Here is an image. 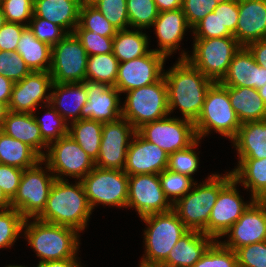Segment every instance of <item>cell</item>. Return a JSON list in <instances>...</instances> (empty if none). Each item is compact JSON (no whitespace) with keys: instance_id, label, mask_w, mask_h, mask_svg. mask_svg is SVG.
<instances>
[{"instance_id":"obj_16","label":"cell","mask_w":266,"mask_h":267,"mask_svg":"<svg viewBox=\"0 0 266 267\" xmlns=\"http://www.w3.org/2000/svg\"><path fill=\"white\" fill-rule=\"evenodd\" d=\"M166 60L165 55L150 49L142 57L119 63L115 88L125 93L159 81L164 76Z\"/></svg>"},{"instance_id":"obj_59","label":"cell","mask_w":266,"mask_h":267,"mask_svg":"<svg viewBox=\"0 0 266 267\" xmlns=\"http://www.w3.org/2000/svg\"><path fill=\"white\" fill-rule=\"evenodd\" d=\"M11 200L6 196L0 187V210H5L11 208Z\"/></svg>"},{"instance_id":"obj_52","label":"cell","mask_w":266,"mask_h":267,"mask_svg":"<svg viewBox=\"0 0 266 267\" xmlns=\"http://www.w3.org/2000/svg\"><path fill=\"white\" fill-rule=\"evenodd\" d=\"M22 174L23 169L0 164V187L10 200L18 191Z\"/></svg>"},{"instance_id":"obj_20","label":"cell","mask_w":266,"mask_h":267,"mask_svg":"<svg viewBox=\"0 0 266 267\" xmlns=\"http://www.w3.org/2000/svg\"><path fill=\"white\" fill-rule=\"evenodd\" d=\"M88 101L81 109L80 119L100 122H113L122 115V106L115 86L106 83L85 80Z\"/></svg>"},{"instance_id":"obj_14","label":"cell","mask_w":266,"mask_h":267,"mask_svg":"<svg viewBox=\"0 0 266 267\" xmlns=\"http://www.w3.org/2000/svg\"><path fill=\"white\" fill-rule=\"evenodd\" d=\"M133 208L139 217L172 210V204L161 187L159 174L128 175L126 208Z\"/></svg>"},{"instance_id":"obj_32","label":"cell","mask_w":266,"mask_h":267,"mask_svg":"<svg viewBox=\"0 0 266 267\" xmlns=\"http://www.w3.org/2000/svg\"><path fill=\"white\" fill-rule=\"evenodd\" d=\"M16 52L32 72H49L52 47L38 40L28 26L20 36Z\"/></svg>"},{"instance_id":"obj_33","label":"cell","mask_w":266,"mask_h":267,"mask_svg":"<svg viewBox=\"0 0 266 267\" xmlns=\"http://www.w3.org/2000/svg\"><path fill=\"white\" fill-rule=\"evenodd\" d=\"M41 159L29 145L0 131V164L24 170L33 167Z\"/></svg>"},{"instance_id":"obj_54","label":"cell","mask_w":266,"mask_h":267,"mask_svg":"<svg viewBox=\"0 0 266 267\" xmlns=\"http://www.w3.org/2000/svg\"><path fill=\"white\" fill-rule=\"evenodd\" d=\"M27 26L7 22L0 28V51H16L20 36Z\"/></svg>"},{"instance_id":"obj_34","label":"cell","mask_w":266,"mask_h":267,"mask_svg":"<svg viewBox=\"0 0 266 267\" xmlns=\"http://www.w3.org/2000/svg\"><path fill=\"white\" fill-rule=\"evenodd\" d=\"M134 30H118L113 37V55L119 63L142 57L150 51V39L146 33L140 29Z\"/></svg>"},{"instance_id":"obj_25","label":"cell","mask_w":266,"mask_h":267,"mask_svg":"<svg viewBox=\"0 0 266 267\" xmlns=\"http://www.w3.org/2000/svg\"><path fill=\"white\" fill-rule=\"evenodd\" d=\"M0 131L7 136L26 143L41 157H43L47 151L48 144L41 136L39 125L37 124L33 113L8 111ZM42 149H46V151H43Z\"/></svg>"},{"instance_id":"obj_31","label":"cell","mask_w":266,"mask_h":267,"mask_svg":"<svg viewBox=\"0 0 266 267\" xmlns=\"http://www.w3.org/2000/svg\"><path fill=\"white\" fill-rule=\"evenodd\" d=\"M232 170L233 178L245 189H251V198L266 200V158H239Z\"/></svg>"},{"instance_id":"obj_61","label":"cell","mask_w":266,"mask_h":267,"mask_svg":"<svg viewBox=\"0 0 266 267\" xmlns=\"http://www.w3.org/2000/svg\"><path fill=\"white\" fill-rule=\"evenodd\" d=\"M8 111V106L0 101V128L3 124L4 119L6 118Z\"/></svg>"},{"instance_id":"obj_24","label":"cell","mask_w":266,"mask_h":267,"mask_svg":"<svg viewBox=\"0 0 266 267\" xmlns=\"http://www.w3.org/2000/svg\"><path fill=\"white\" fill-rule=\"evenodd\" d=\"M156 37L158 39V49H152L165 55L167 58L179 49V43L184 38L185 31L191 27L186 21L182 8L158 13L153 22Z\"/></svg>"},{"instance_id":"obj_55","label":"cell","mask_w":266,"mask_h":267,"mask_svg":"<svg viewBox=\"0 0 266 267\" xmlns=\"http://www.w3.org/2000/svg\"><path fill=\"white\" fill-rule=\"evenodd\" d=\"M258 65L266 69V39L250 42L246 46Z\"/></svg>"},{"instance_id":"obj_35","label":"cell","mask_w":266,"mask_h":267,"mask_svg":"<svg viewBox=\"0 0 266 267\" xmlns=\"http://www.w3.org/2000/svg\"><path fill=\"white\" fill-rule=\"evenodd\" d=\"M68 134L94 160L98 158L103 122L80 119L69 123Z\"/></svg>"},{"instance_id":"obj_46","label":"cell","mask_w":266,"mask_h":267,"mask_svg":"<svg viewBox=\"0 0 266 267\" xmlns=\"http://www.w3.org/2000/svg\"><path fill=\"white\" fill-rule=\"evenodd\" d=\"M28 28L34 36L49 46H55L68 33L60 26L40 17H32Z\"/></svg>"},{"instance_id":"obj_1","label":"cell","mask_w":266,"mask_h":267,"mask_svg":"<svg viewBox=\"0 0 266 267\" xmlns=\"http://www.w3.org/2000/svg\"><path fill=\"white\" fill-rule=\"evenodd\" d=\"M167 85L169 114L179 107L183 119L193 123L199 117L206 93L214 83L187 59H179L164 72Z\"/></svg>"},{"instance_id":"obj_49","label":"cell","mask_w":266,"mask_h":267,"mask_svg":"<svg viewBox=\"0 0 266 267\" xmlns=\"http://www.w3.org/2000/svg\"><path fill=\"white\" fill-rule=\"evenodd\" d=\"M227 0H182V11L191 29L207 14L212 13L218 4Z\"/></svg>"},{"instance_id":"obj_57","label":"cell","mask_w":266,"mask_h":267,"mask_svg":"<svg viewBox=\"0 0 266 267\" xmlns=\"http://www.w3.org/2000/svg\"><path fill=\"white\" fill-rule=\"evenodd\" d=\"M42 267H83L77 258L50 260L40 263Z\"/></svg>"},{"instance_id":"obj_2","label":"cell","mask_w":266,"mask_h":267,"mask_svg":"<svg viewBox=\"0 0 266 267\" xmlns=\"http://www.w3.org/2000/svg\"><path fill=\"white\" fill-rule=\"evenodd\" d=\"M81 180L70 184L68 179H56L50 189L47 203L38 220L84 231L92 214Z\"/></svg>"},{"instance_id":"obj_64","label":"cell","mask_w":266,"mask_h":267,"mask_svg":"<svg viewBox=\"0 0 266 267\" xmlns=\"http://www.w3.org/2000/svg\"><path fill=\"white\" fill-rule=\"evenodd\" d=\"M99 0H82L83 4L94 5Z\"/></svg>"},{"instance_id":"obj_60","label":"cell","mask_w":266,"mask_h":267,"mask_svg":"<svg viewBox=\"0 0 266 267\" xmlns=\"http://www.w3.org/2000/svg\"><path fill=\"white\" fill-rule=\"evenodd\" d=\"M139 267H167V266L163 262L149 261L142 258Z\"/></svg>"},{"instance_id":"obj_51","label":"cell","mask_w":266,"mask_h":267,"mask_svg":"<svg viewBox=\"0 0 266 267\" xmlns=\"http://www.w3.org/2000/svg\"><path fill=\"white\" fill-rule=\"evenodd\" d=\"M194 38H219L234 36L228 29H223L218 15L214 12L207 14L193 28Z\"/></svg>"},{"instance_id":"obj_11","label":"cell","mask_w":266,"mask_h":267,"mask_svg":"<svg viewBox=\"0 0 266 267\" xmlns=\"http://www.w3.org/2000/svg\"><path fill=\"white\" fill-rule=\"evenodd\" d=\"M42 160L58 180L64 176L82 180L95 167V161L69 134L49 144Z\"/></svg>"},{"instance_id":"obj_7","label":"cell","mask_w":266,"mask_h":267,"mask_svg":"<svg viewBox=\"0 0 266 267\" xmlns=\"http://www.w3.org/2000/svg\"><path fill=\"white\" fill-rule=\"evenodd\" d=\"M122 105L121 117L137 131L144 124L169 116L167 85L164 76L157 82L132 89Z\"/></svg>"},{"instance_id":"obj_50","label":"cell","mask_w":266,"mask_h":267,"mask_svg":"<svg viewBox=\"0 0 266 267\" xmlns=\"http://www.w3.org/2000/svg\"><path fill=\"white\" fill-rule=\"evenodd\" d=\"M238 267H266V241L236 250Z\"/></svg>"},{"instance_id":"obj_13","label":"cell","mask_w":266,"mask_h":267,"mask_svg":"<svg viewBox=\"0 0 266 267\" xmlns=\"http://www.w3.org/2000/svg\"><path fill=\"white\" fill-rule=\"evenodd\" d=\"M137 132L168 154L189 147L197 139L193 122L171 116L144 124Z\"/></svg>"},{"instance_id":"obj_15","label":"cell","mask_w":266,"mask_h":267,"mask_svg":"<svg viewBox=\"0 0 266 267\" xmlns=\"http://www.w3.org/2000/svg\"><path fill=\"white\" fill-rule=\"evenodd\" d=\"M136 130L124 118L103 123L102 139L95 166L103 169L123 170L130 139Z\"/></svg>"},{"instance_id":"obj_10","label":"cell","mask_w":266,"mask_h":267,"mask_svg":"<svg viewBox=\"0 0 266 267\" xmlns=\"http://www.w3.org/2000/svg\"><path fill=\"white\" fill-rule=\"evenodd\" d=\"M81 181L92 210L98 204L126 208L128 174L123 170L95 166Z\"/></svg>"},{"instance_id":"obj_39","label":"cell","mask_w":266,"mask_h":267,"mask_svg":"<svg viewBox=\"0 0 266 267\" xmlns=\"http://www.w3.org/2000/svg\"><path fill=\"white\" fill-rule=\"evenodd\" d=\"M130 28L148 29L158 16L154 0H126Z\"/></svg>"},{"instance_id":"obj_38","label":"cell","mask_w":266,"mask_h":267,"mask_svg":"<svg viewBox=\"0 0 266 267\" xmlns=\"http://www.w3.org/2000/svg\"><path fill=\"white\" fill-rule=\"evenodd\" d=\"M44 108H48L43 118L37 117L35 113L34 117L39 125L40 133L43 140L49 145L54 141H57L60 137L68 135L69 123L60 116L55 108L50 104H45Z\"/></svg>"},{"instance_id":"obj_62","label":"cell","mask_w":266,"mask_h":267,"mask_svg":"<svg viewBox=\"0 0 266 267\" xmlns=\"http://www.w3.org/2000/svg\"><path fill=\"white\" fill-rule=\"evenodd\" d=\"M6 23H7L6 17L4 15L3 9H2V7L0 5V28H2Z\"/></svg>"},{"instance_id":"obj_29","label":"cell","mask_w":266,"mask_h":267,"mask_svg":"<svg viewBox=\"0 0 266 267\" xmlns=\"http://www.w3.org/2000/svg\"><path fill=\"white\" fill-rule=\"evenodd\" d=\"M231 142L239 158H266V120L241 124Z\"/></svg>"},{"instance_id":"obj_3","label":"cell","mask_w":266,"mask_h":267,"mask_svg":"<svg viewBox=\"0 0 266 267\" xmlns=\"http://www.w3.org/2000/svg\"><path fill=\"white\" fill-rule=\"evenodd\" d=\"M25 219L24 235L29 246L40 258L39 264L50 260L77 258L79 232L71 227L51 224L32 218Z\"/></svg>"},{"instance_id":"obj_42","label":"cell","mask_w":266,"mask_h":267,"mask_svg":"<svg viewBox=\"0 0 266 267\" xmlns=\"http://www.w3.org/2000/svg\"><path fill=\"white\" fill-rule=\"evenodd\" d=\"M25 218L14 208L0 210V249L12 247L23 230Z\"/></svg>"},{"instance_id":"obj_41","label":"cell","mask_w":266,"mask_h":267,"mask_svg":"<svg viewBox=\"0 0 266 267\" xmlns=\"http://www.w3.org/2000/svg\"><path fill=\"white\" fill-rule=\"evenodd\" d=\"M193 267H238L236 251L214 240Z\"/></svg>"},{"instance_id":"obj_45","label":"cell","mask_w":266,"mask_h":267,"mask_svg":"<svg viewBox=\"0 0 266 267\" xmlns=\"http://www.w3.org/2000/svg\"><path fill=\"white\" fill-rule=\"evenodd\" d=\"M32 71L16 51H0V75L16 83Z\"/></svg>"},{"instance_id":"obj_21","label":"cell","mask_w":266,"mask_h":267,"mask_svg":"<svg viewBox=\"0 0 266 267\" xmlns=\"http://www.w3.org/2000/svg\"><path fill=\"white\" fill-rule=\"evenodd\" d=\"M168 158L167 152L136 131L130 140L123 171L128 175L160 174L167 168Z\"/></svg>"},{"instance_id":"obj_22","label":"cell","mask_w":266,"mask_h":267,"mask_svg":"<svg viewBox=\"0 0 266 267\" xmlns=\"http://www.w3.org/2000/svg\"><path fill=\"white\" fill-rule=\"evenodd\" d=\"M220 83L227 87H248L256 90L266 85V69L258 65L246 46L234 55Z\"/></svg>"},{"instance_id":"obj_66","label":"cell","mask_w":266,"mask_h":267,"mask_svg":"<svg viewBox=\"0 0 266 267\" xmlns=\"http://www.w3.org/2000/svg\"><path fill=\"white\" fill-rule=\"evenodd\" d=\"M23 267H25V266H23ZM27 267V266H26ZM36 267H42L40 264H37V266Z\"/></svg>"},{"instance_id":"obj_17","label":"cell","mask_w":266,"mask_h":267,"mask_svg":"<svg viewBox=\"0 0 266 267\" xmlns=\"http://www.w3.org/2000/svg\"><path fill=\"white\" fill-rule=\"evenodd\" d=\"M233 178L220 192L212 208L207 227L202 231L214 240L223 238V234L242 216L244 211L255 200L244 202L236 189Z\"/></svg>"},{"instance_id":"obj_23","label":"cell","mask_w":266,"mask_h":267,"mask_svg":"<svg viewBox=\"0 0 266 267\" xmlns=\"http://www.w3.org/2000/svg\"><path fill=\"white\" fill-rule=\"evenodd\" d=\"M239 18L234 37L242 46L266 39V0H238Z\"/></svg>"},{"instance_id":"obj_19","label":"cell","mask_w":266,"mask_h":267,"mask_svg":"<svg viewBox=\"0 0 266 267\" xmlns=\"http://www.w3.org/2000/svg\"><path fill=\"white\" fill-rule=\"evenodd\" d=\"M52 84L50 72H31L14 83L8 110L35 113L39 104L50 103L51 93L48 91L51 90Z\"/></svg>"},{"instance_id":"obj_18","label":"cell","mask_w":266,"mask_h":267,"mask_svg":"<svg viewBox=\"0 0 266 267\" xmlns=\"http://www.w3.org/2000/svg\"><path fill=\"white\" fill-rule=\"evenodd\" d=\"M223 236L229 238L221 243L234 251L266 241V200L255 199Z\"/></svg>"},{"instance_id":"obj_12","label":"cell","mask_w":266,"mask_h":267,"mask_svg":"<svg viewBox=\"0 0 266 267\" xmlns=\"http://www.w3.org/2000/svg\"><path fill=\"white\" fill-rule=\"evenodd\" d=\"M88 55L74 33L52 46L49 69L53 83H77L86 80Z\"/></svg>"},{"instance_id":"obj_36","label":"cell","mask_w":266,"mask_h":267,"mask_svg":"<svg viewBox=\"0 0 266 267\" xmlns=\"http://www.w3.org/2000/svg\"><path fill=\"white\" fill-rule=\"evenodd\" d=\"M118 67L119 61L113 53L88 56L86 80L115 86Z\"/></svg>"},{"instance_id":"obj_4","label":"cell","mask_w":266,"mask_h":267,"mask_svg":"<svg viewBox=\"0 0 266 267\" xmlns=\"http://www.w3.org/2000/svg\"><path fill=\"white\" fill-rule=\"evenodd\" d=\"M206 182L193 185L192 189L172 205V210L189 230L203 231L209 222L211 211L219 192L233 179L226 175L211 174Z\"/></svg>"},{"instance_id":"obj_5","label":"cell","mask_w":266,"mask_h":267,"mask_svg":"<svg viewBox=\"0 0 266 267\" xmlns=\"http://www.w3.org/2000/svg\"><path fill=\"white\" fill-rule=\"evenodd\" d=\"M240 126L241 123L230 103L227 86L214 82L206 93L202 110L194 123L197 138L202 140L214 130L232 141Z\"/></svg>"},{"instance_id":"obj_40","label":"cell","mask_w":266,"mask_h":267,"mask_svg":"<svg viewBox=\"0 0 266 267\" xmlns=\"http://www.w3.org/2000/svg\"><path fill=\"white\" fill-rule=\"evenodd\" d=\"M159 179L165 196L172 205L186 195L195 184L194 178L167 168L159 174Z\"/></svg>"},{"instance_id":"obj_63","label":"cell","mask_w":266,"mask_h":267,"mask_svg":"<svg viewBox=\"0 0 266 267\" xmlns=\"http://www.w3.org/2000/svg\"><path fill=\"white\" fill-rule=\"evenodd\" d=\"M260 97L263 99V101L266 104V85L262 88L258 89Z\"/></svg>"},{"instance_id":"obj_56","label":"cell","mask_w":266,"mask_h":267,"mask_svg":"<svg viewBox=\"0 0 266 267\" xmlns=\"http://www.w3.org/2000/svg\"><path fill=\"white\" fill-rule=\"evenodd\" d=\"M13 85L14 82L7 79L4 75H0V101L7 106L11 98Z\"/></svg>"},{"instance_id":"obj_9","label":"cell","mask_w":266,"mask_h":267,"mask_svg":"<svg viewBox=\"0 0 266 267\" xmlns=\"http://www.w3.org/2000/svg\"><path fill=\"white\" fill-rule=\"evenodd\" d=\"M43 164L41 159L33 167L23 170L18 191L11 200L12 208L19 211L25 219L37 218L43 212L56 180L48 165L44 164V170Z\"/></svg>"},{"instance_id":"obj_37","label":"cell","mask_w":266,"mask_h":267,"mask_svg":"<svg viewBox=\"0 0 266 267\" xmlns=\"http://www.w3.org/2000/svg\"><path fill=\"white\" fill-rule=\"evenodd\" d=\"M75 30H90L102 37H114L118 31L96 7L83 3Z\"/></svg>"},{"instance_id":"obj_44","label":"cell","mask_w":266,"mask_h":267,"mask_svg":"<svg viewBox=\"0 0 266 267\" xmlns=\"http://www.w3.org/2000/svg\"><path fill=\"white\" fill-rule=\"evenodd\" d=\"M102 15L117 29L130 27L126 0H99L94 5Z\"/></svg>"},{"instance_id":"obj_58","label":"cell","mask_w":266,"mask_h":267,"mask_svg":"<svg viewBox=\"0 0 266 267\" xmlns=\"http://www.w3.org/2000/svg\"><path fill=\"white\" fill-rule=\"evenodd\" d=\"M158 12L182 8V0H154Z\"/></svg>"},{"instance_id":"obj_26","label":"cell","mask_w":266,"mask_h":267,"mask_svg":"<svg viewBox=\"0 0 266 267\" xmlns=\"http://www.w3.org/2000/svg\"><path fill=\"white\" fill-rule=\"evenodd\" d=\"M51 89L50 104L60 116L68 123L80 120L81 109L88 101L85 84L53 83Z\"/></svg>"},{"instance_id":"obj_30","label":"cell","mask_w":266,"mask_h":267,"mask_svg":"<svg viewBox=\"0 0 266 267\" xmlns=\"http://www.w3.org/2000/svg\"><path fill=\"white\" fill-rule=\"evenodd\" d=\"M230 103L241 124L266 120V104L255 88L227 87Z\"/></svg>"},{"instance_id":"obj_43","label":"cell","mask_w":266,"mask_h":267,"mask_svg":"<svg viewBox=\"0 0 266 267\" xmlns=\"http://www.w3.org/2000/svg\"><path fill=\"white\" fill-rule=\"evenodd\" d=\"M199 143L197 138L189 147L169 154L167 169L193 178L199 168L198 153L194 151Z\"/></svg>"},{"instance_id":"obj_28","label":"cell","mask_w":266,"mask_h":267,"mask_svg":"<svg viewBox=\"0 0 266 267\" xmlns=\"http://www.w3.org/2000/svg\"><path fill=\"white\" fill-rule=\"evenodd\" d=\"M81 4L82 0H35L33 17L46 19L70 34L79 23Z\"/></svg>"},{"instance_id":"obj_27","label":"cell","mask_w":266,"mask_h":267,"mask_svg":"<svg viewBox=\"0 0 266 267\" xmlns=\"http://www.w3.org/2000/svg\"><path fill=\"white\" fill-rule=\"evenodd\" d=\"M213 241L201 231L189 230L177 241L163 263L167 267H193Z\"/></svg>"},{"instance_id":"obj_8","label":"cell","mask_w":266,"mask_h":267,"mask_svg":"<svg viewBox=\"0 0 266 267\" xmlns=\"http://www.w3.org/2000/svg\"><path fill=\"white\" fill-rule=\"evenodd\" d=\"M146 223L144 230L145 254L143 259L164 262L177 241L189 229L173 210L141 217Z\"/></svg>"},{"instance_id":"obj_65","label":"cell","mask_w":266,"mask_h":267,"mask_svg":"<svg viewBox=\"0 0 266 267\" xmlns=\"http://www.w3.org/2000/svg\"><path fill=\"white\" fill-rule=\"evenodd\" d=\"M6 267H23V266H21V265H8Z\"/></svg>"},{"instance_id":"obj_47","label":"cell","mask_w":266,"mask_h":267,"mask_svg":"<svg viewBox=\"0 0 266 267\" xmlns=\"http://www.w3.org/2000/svg\"><path fill=\"white\" fill-rule=\"evenodd\" d=\"M0 5L7 22L29 25L34 12L33 0H2Z\"/></svg>"},{"instance_id":"obj_48","label":"cell","mask_w":266,"mask_h":267,"mask_svg":"<svg viewBox=\"0 0 266 267\" xmlns=\"http://www.w3.org/2000/svg\"><path fill=\"white\" fill-rule=\"evenodd\" d=\"M88 56L113 53V37H102L90 30H74Z\"/></svg>"},{"instance_id":"obj_53","label":"cell","mask_w":266,"mask_h":267,"mask_svg":"<svg viewBox=\"0 0 266 267\" xmlns=\"http://www.w3.org/2000/svg\"><path fill=\"white\" fill-rule=\"evenodd\" d=\"M213 12L218 15L223 29H228L232 34L236 32L239 18L238 0H227L220 3Z\"/></svg>"},{"instance_id":"obj_6","label":"cell","mask_w":266,"mask_h":267,"mask_svg":"<svg viewBox=\"0 0 266 267\" xmlns=\"http://www.w3.org/2000/svg\"><path fill=\"white\" fill-rule=\"evenodd\" d=\"M191 55L185 51L179 59H187L201 73L214 82L226 75L229 64L242 45L234 36L219 38H194Z\"/></svg>"}]
</instances>
